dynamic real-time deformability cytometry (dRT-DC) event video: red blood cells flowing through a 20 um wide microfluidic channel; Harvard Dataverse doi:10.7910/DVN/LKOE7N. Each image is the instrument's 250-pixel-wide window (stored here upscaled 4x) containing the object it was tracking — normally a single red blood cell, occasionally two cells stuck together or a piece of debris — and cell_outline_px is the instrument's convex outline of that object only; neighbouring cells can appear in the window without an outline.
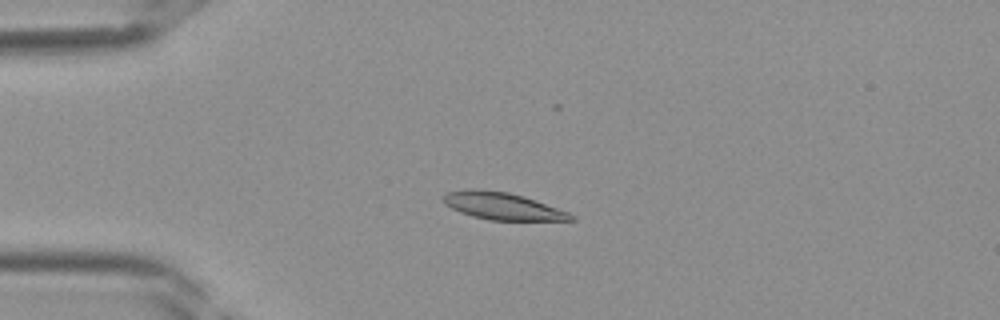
{"species": "Egyptian fruit bat (a non-hibernating species)", "species_latin": "Rousettus aegyptiacus", "temperature_condition": "room temperature", "stored_images_in_passage": 41, "camera_frame_rate_fps": 3000, "um_per_image_px": 0.085, "frame": {"image": 1, "passage_image": 10, "time_ms": 3.0, "image_size_px": [1000, 320], "cell_outline_px": [[576, 220], [488, 220], [472, 216], [460, 212], [444, 204], [440, 196], [448, 192], [468, 188], [476, 188], [508, 192], [524, 196], [568, 212], [576, 216]], "centroid_in_image_um": [42.66, 17.5], "position_along_channel_um": 42.3, "area_um2": 20.35}}
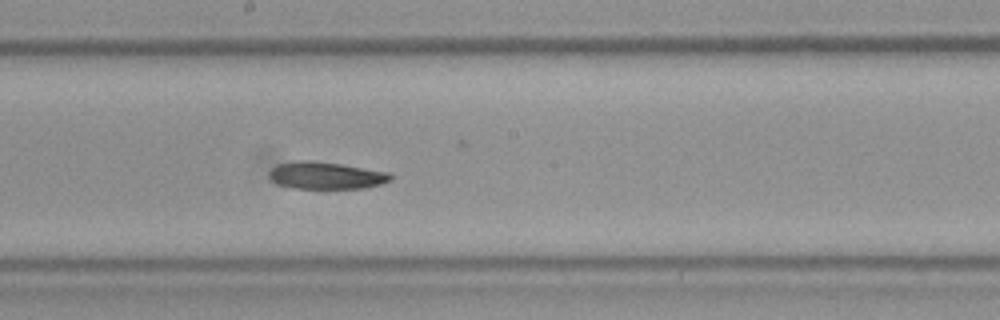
{"frame": {"image": 2, "passage_image": 22, "time_ms": 7.0, "image_size_px": [1000, 320], "cell_outline_px": [[392, 180], [380, 184], [364, 188], [292, 188], [276, 184], [268, 176], [268, 172], [276, 164], [296, 160], [312, 160], [340, 164], [388, 172], [392, 176]], "centroid_in_image_um": [27.65, 14.91], "position_along_channel_um": 220.5, "area_um2": 19.31}}
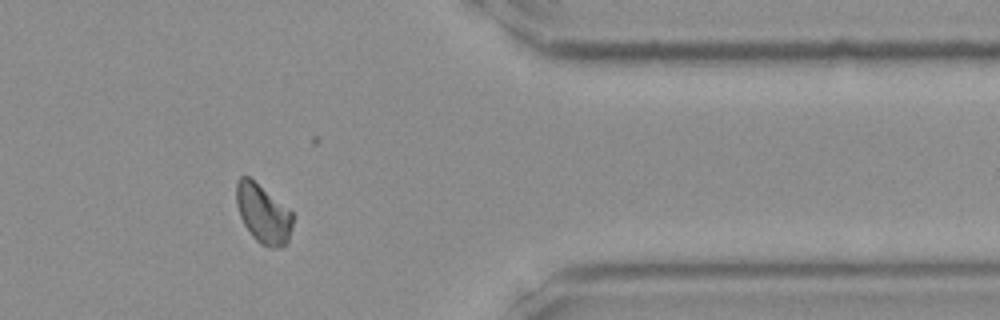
{"frame": {"image": 3, "passage_image": 33, "time_ms": 10.667, "image_size_px": [1000, 320], "cell_outline_px": [[292, 228], [288, 240], [280, 248], [268, 248], [260, 244], [252, 236], [244, 224], [240, 216], [236, 204], [236, 180], [240, 176], [248, 176], [292, 212]], "centroid_in_image_um": [22.34, 18.19], "position_along_channel_um": 389.1, "area_um2": 19.19}}